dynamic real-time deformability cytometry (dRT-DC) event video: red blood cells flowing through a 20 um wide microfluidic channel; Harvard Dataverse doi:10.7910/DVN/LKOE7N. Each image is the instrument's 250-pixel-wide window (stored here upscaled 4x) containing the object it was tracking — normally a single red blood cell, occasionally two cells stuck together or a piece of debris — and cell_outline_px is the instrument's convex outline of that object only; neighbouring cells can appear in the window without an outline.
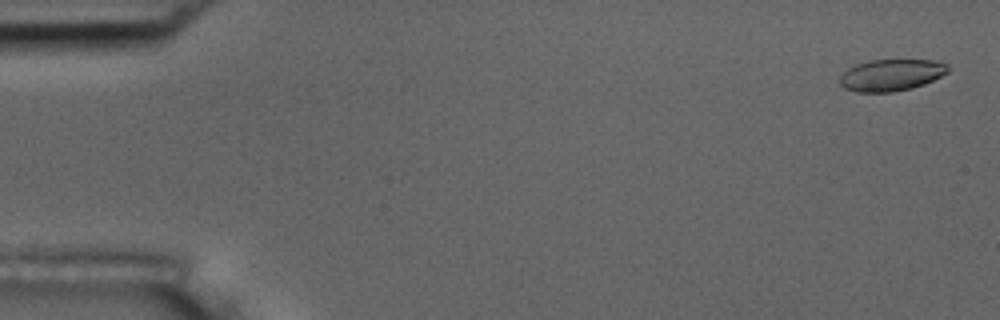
{"species": "common noctule bat (a hibernating species)", "species_latin": "Nyctalus noctula", "temperature_condition": "room temperature", "stored_images_in_passage": 3, "camera_frame_rate_fps": 3000, "um_per_image_px": 0.085, "animal": {"sex": "male", "body_mass_g": 17.5, "forearm_length_mm": 52.3}, "frame": {"image": 1, "passage_image": 1, "time_ms": 0.0, "image_size_px": [1000, 320], "cell_outline_px": [[948, 72], [924, 84], [912, 88], [892, 92], [856, 92], [844, 88], [840, 84], [840, 76], [848, 68], [856, 64], [872, 60], [932, 60], [948, 64]], "centroid_in_image_um": [75.74, 6.38], "position_along_channel_um": 9.3, "area_um2": 19.88}}